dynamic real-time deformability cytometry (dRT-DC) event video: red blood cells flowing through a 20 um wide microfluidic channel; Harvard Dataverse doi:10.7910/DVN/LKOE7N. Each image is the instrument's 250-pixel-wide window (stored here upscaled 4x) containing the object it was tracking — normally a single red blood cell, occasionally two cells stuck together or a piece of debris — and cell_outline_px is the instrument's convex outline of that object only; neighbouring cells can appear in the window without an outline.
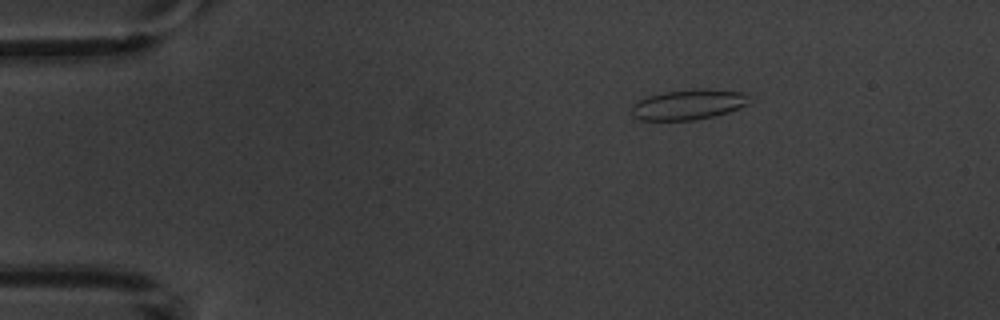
{"species": "common noctule bat (a hibernating species)", "species_latin": "Nyctalus noctula", "temperature_condition": "warm", "stored_images_in_passage": 2, "camera_frame_rate_fps": 3000, "um_per_image_px": 0.085, "animal": {"sex": "male", "body_mass_g": 20.1, "forearm_length_mm": 53.5}, "frame": {"image": 1, "passage_image": 1, "time_ms": 0.0, "image_size_px": [1000, 320], "cell_outline_px": [[748, 104], [740, 108], [728, 112], [696, 120], [640, 120], [632, 116], [632, 104], [648, 96], [664, 92], [700, 88], [740, 92], [744, 96]], "centroid_in_image_um": [58.45, 8.9], "position_along_channel_um": 26.6, "area_um2": 20.4}}